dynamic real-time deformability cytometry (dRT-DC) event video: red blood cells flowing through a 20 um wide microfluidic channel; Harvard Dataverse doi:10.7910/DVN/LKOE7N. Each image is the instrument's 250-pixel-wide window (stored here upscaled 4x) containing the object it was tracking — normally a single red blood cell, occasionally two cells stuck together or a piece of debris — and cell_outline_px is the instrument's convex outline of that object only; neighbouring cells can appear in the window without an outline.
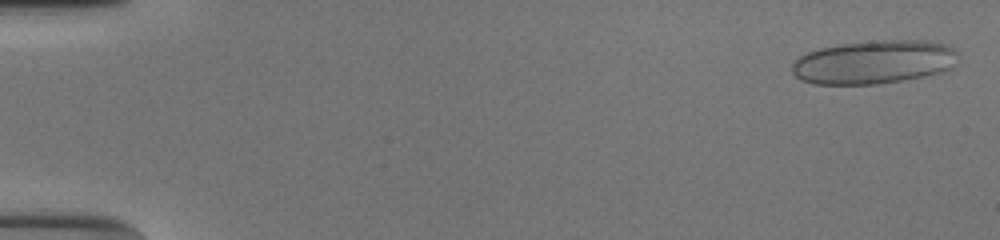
{"species": "human", "species_latin": "Homo sapiens", "temperature_condition": "cold", "stored_images_in_passage": 54, "camera_frame_rate_fps": 3000, "um_per_image_px": 0.085, "donor": {"sex": "male"}, "frame": {"image": 1, "passage_image": 2, "time_ms": 0.333, "image_size_px": [1000, 240], "cell_outline_px": [[956, 64], [952, 68], [940, 72], [924, 76], [904, 80], [876, 84], [812, 84], [800, 80], [792, 72], [792, 64], [800, 56], [808, 52], [820, 48], [844, 44], [880, 40], [928, 40], [944, 44], [956, 48]], "centroid_in_image_um": [74.3, 5.28], "position_along_channel_um": 10.7, "area_um2": 42.19}}
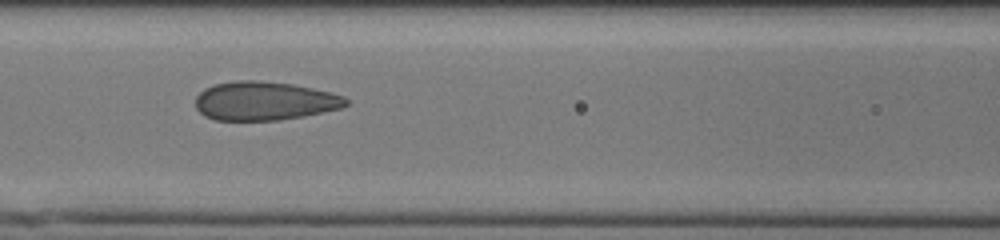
{"frame": {"image": 2, "passage_image": 25, "time_ms": 8.0, "image_size_px": [1000, 240], "cell_outline_px": [[348, 104], [340, 108], [304, 116], [280, 120], [216, 120], [204, 116], [196, 108], [196, 96], [204, 88], [216, 84], [236, 80], [256, 80], [292, 84], [312, 88], [344, 96], [348, 100]], "centroid_in_image_um": [22.45, 8.58], "position_along_channel_um": 144.1, "area_um2": 33.87}}
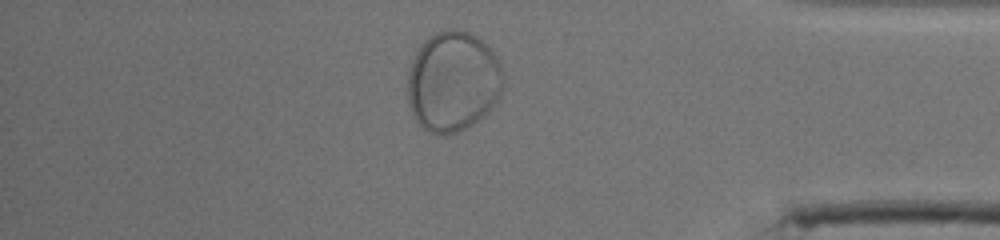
{"frame": {"image": 3, "passage_image": 47, "time_ms": 15.333, "image_size_px": [1000, 240], "cell_outline_px": [[504, 84], [500, 96], [492, 108], [484, 116], [460, 132], [440, 136], [428, 132], [416, 120], [408, 104], [408, 72], [412, 60], [416, 52], [424, 40], [436, 32], [444, 28], [452, 28], [468, 32], [476, 36], [500, 60], [504, 72]], "centroid_in_image_um": [38.52, 6.94], "position_along_channel_um": 396.7, "area_um2": 56.53}}